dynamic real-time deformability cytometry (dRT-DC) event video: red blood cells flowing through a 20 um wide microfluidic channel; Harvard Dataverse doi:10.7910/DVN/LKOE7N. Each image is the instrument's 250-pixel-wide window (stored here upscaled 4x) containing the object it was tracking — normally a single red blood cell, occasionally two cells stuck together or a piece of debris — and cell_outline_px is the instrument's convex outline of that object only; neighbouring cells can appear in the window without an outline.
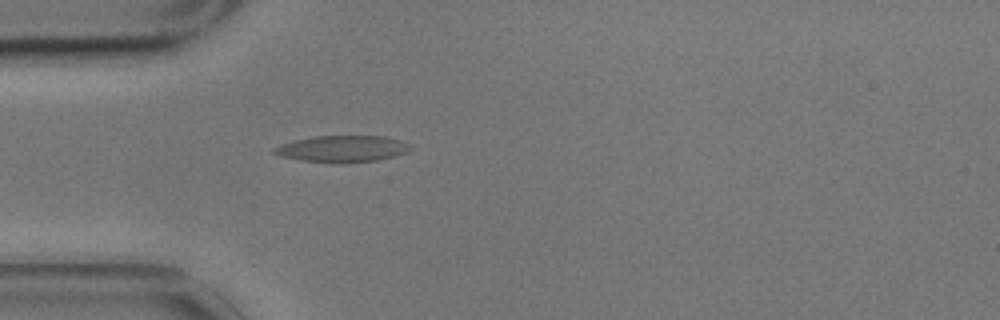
{"species": "common noctule bat (a hibernating species)", "species_latin": "Nyctalus noctula", "temperature_condition": "cold", "stored_images_in_passage": 35, "camera_frame_rate_fps": 3000, "um_per_image_px": 0.085, "animal": {"sex": "male", "body_mass_g": 17.9}, "frame": {"image": 1, "passage_image": 1, "time_ms": 0.0, "image_size_px": [1000, 320], "cell_outline_px": [[412, 148], [408, 152], [376, 160], [304, 160], [280, 156], [272, 152], [272, 148], [280, 144], [312, 136], [384, 136], [400, 140], [412, 144]], "centroid_in_image_um": [29.12, 12.59], "position_along_channel_um": 55.9, "area_um2": 20.11}}
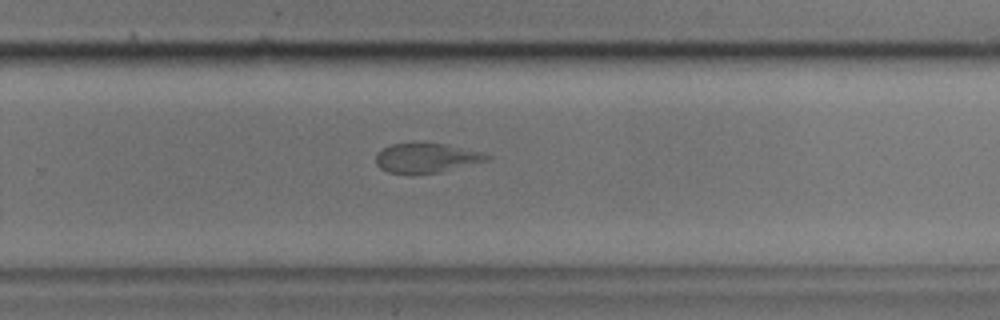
{"frame": {"image": 2, "passage_image": 22, "time_ms": 7.0, "image_size_px": [1000, 320], "cell_outline_px": [[492, 160], [440, 172], [388, 172], [380, 168], [376, 164], [376, 152], [392, 144], [448, 144], [480, 152], [492, 156]], "centroid_in_image_um": [36.3, 13.42], "position_along_channel_um": 293.5, "area_um2": 18.67}}
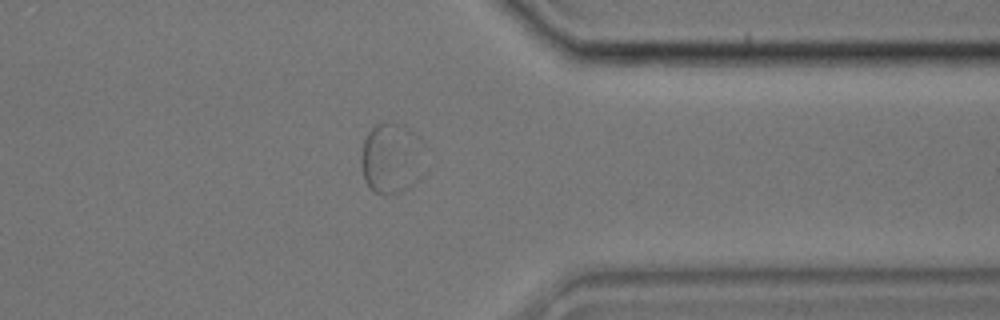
{"frame": {"image": 3, "passage_image": 30, "time_ms": 9.667, "image_size_px": [1000, 320], "cell_outline_px": [[420, 180], [400, 192], [376, 192], [368, 188], [364, 180], [360, 164], [360, 160], [364, 140], [368, 132], [380, 120], [404, 124], [420, 140]], "centroid_in_image_um": [33.2, 13.41], "position_along_channel_um": 378.2, "area_um2": 25.84}}